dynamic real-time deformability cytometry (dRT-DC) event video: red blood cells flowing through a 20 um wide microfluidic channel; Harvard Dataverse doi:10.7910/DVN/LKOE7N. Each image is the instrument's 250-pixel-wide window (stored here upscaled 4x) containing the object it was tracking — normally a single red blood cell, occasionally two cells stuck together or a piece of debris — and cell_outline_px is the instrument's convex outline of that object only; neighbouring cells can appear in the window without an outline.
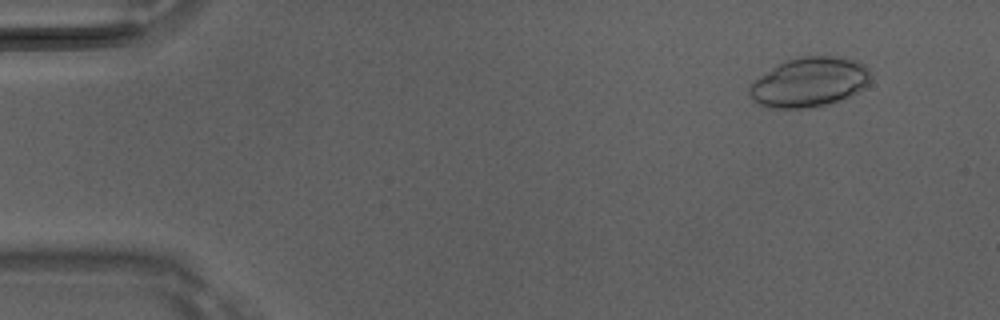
{"species": "Egyptian fruit bat (a non-hibernating species)", "species_latin": "Rousettus aegyptiacus", "temperature_condition": "room temperature", "stored_images_in_passage": 50, "camera_frame_rate_fps": 3000, "um_per_image_px": 0.085, "animal": {"sex": "male"}, "frame": {"image": 1, "passage_image": 5, "time_ms": 1.333, "image_size_px": [1000, 320], "cell_outline_px": [[872, 76], [868, 84], [864, 88], [852, 96], [828, 104], [804, 108], [768, 108], [752, 100], [748, 92], [748, 88], [760, 76], [776, 64], [800, 56], [844, 56], [856, 60], [864, 64], [868, 68]], "centroid_in_image_um": [68.83, 6.97], "position_along_channel_um": 16.2, "area_um2": 35.37}}
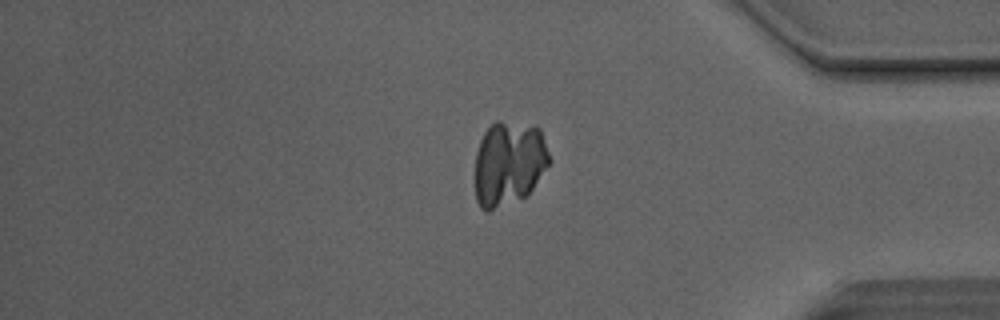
{"frame": {"image": 2, "passage_image": 42, "time_ms": 13.667, "image_size_px": [1000, 320], "cell_outline_px": [[552, 160], [532, 188], [524, 196], [488, 212], [484, 212], [480, 208], [476, 200], [476, 152], [480, 140], [484, 132], [496, 120], [500, 120], [536, 124], [540, 128]], "centroid_in_image_um": [43.26, 13.83], "position_along_channel_um": 391.9, "area_um2": 36.99}}
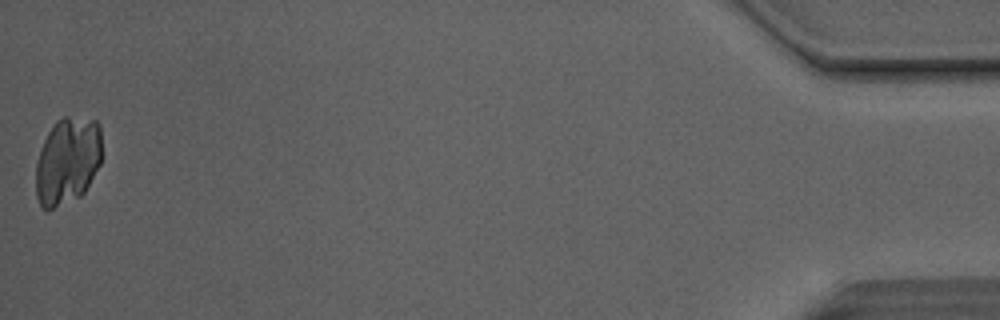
{"frame": {"image": 3, "passage_image": 50, "time_ms": 16.333, "image_size_px": [1000, 320], "cell_outline_px": [[100, 164], [84, 192], [80, 196], [48, 212], [40, 204], [36, 196], [36, 160], [44, 140], [48, 132], [56, 120], [64, 116], [68, 116], [96, 120], [100, 124]], "centroid_in_image_um": [5.72, 13.68], "position_along_channel_um": 429.5, "area_um2": 33.7}}